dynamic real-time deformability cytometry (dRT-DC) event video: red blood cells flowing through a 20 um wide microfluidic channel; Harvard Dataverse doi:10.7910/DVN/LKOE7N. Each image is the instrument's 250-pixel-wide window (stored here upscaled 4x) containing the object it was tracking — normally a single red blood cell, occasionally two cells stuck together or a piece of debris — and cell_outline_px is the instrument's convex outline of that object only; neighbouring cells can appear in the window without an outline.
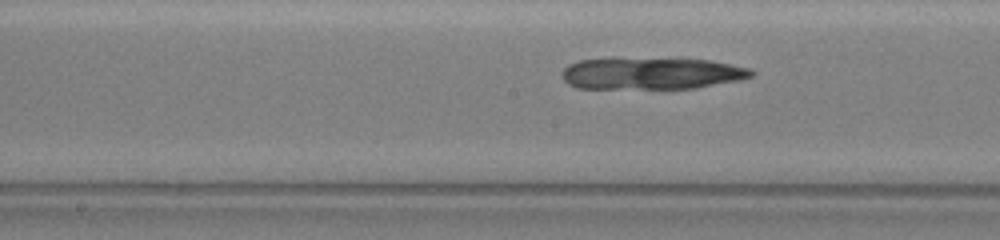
{"species": "common noctule bat (a hibernating species)", "species_latin": "Nyctalus noctula", "temperature_condition": "warm", "stored_images_in_passage": 24, "camera_frame_rate_fps": 3000, "um_per_image_px": 0.085, "animal": {"sex": "female", "body_mass_g": 19.5, "forearm_length_mm": 54.1}, "frame": {"image": 1, "passage_image": 6, "time_ms": 1.667, "image_size_px": [1000, 240], "cell_outline_px": [[756, 72], [752, 76], [736, 80], [696, 88], [668, 92], [660, 92], [576, 88], [568, 84], [564, 80], [564, 68], [580, 60], [708, 60], [748, 68]], "centroid_in_image_um": [55.37, 6.34], "position_along_channel_um": 192.8, "area_um2": 35.49}}
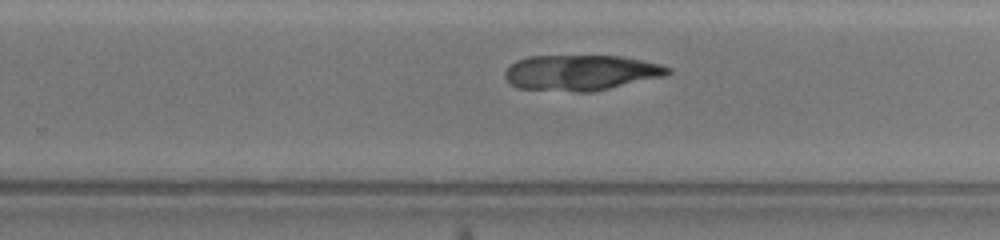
{"frame": {"image": 2, "passage_image": 14, "time_ms": 4.333, "image_size_px": [1000, 240], "cell_outline_px": [[672, 72], [664, 76], [596, 92], [572, 92], [516, 88], [504, 76], [504, 72], [512, 64], [520, 60], [532, 56], [620, 56], [640, 60], [656, 64], [668, 68]], "centroid_in_image_um": [49.37, 6.2], "position_along_channel_um": 280.4, "area_um2": 33.58}}
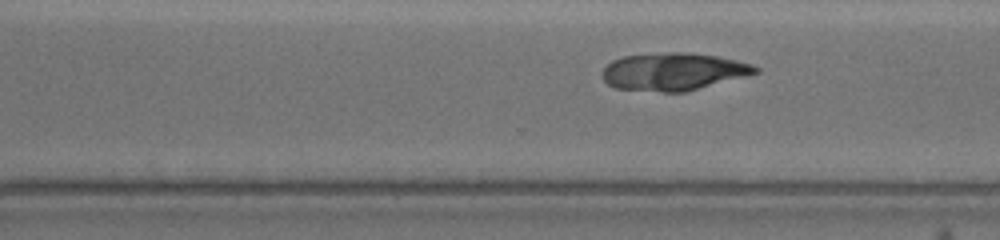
{"frame": {"image": 3, "passage_image": 17, "time_ms": 5.333, "image_size_px": [1000, 240], "cell_outline_px": [[760, 72], [688, 92], [660, 92], [612, 88], [604, 80], [604, 68], [612, 60], [624, 56], [716, 56], [748, 64], [760, 68]], "centroid_in_image_um": [57.23, 6.18], "position_along_channel_um": 313.4, "area_um2": 31.79}}